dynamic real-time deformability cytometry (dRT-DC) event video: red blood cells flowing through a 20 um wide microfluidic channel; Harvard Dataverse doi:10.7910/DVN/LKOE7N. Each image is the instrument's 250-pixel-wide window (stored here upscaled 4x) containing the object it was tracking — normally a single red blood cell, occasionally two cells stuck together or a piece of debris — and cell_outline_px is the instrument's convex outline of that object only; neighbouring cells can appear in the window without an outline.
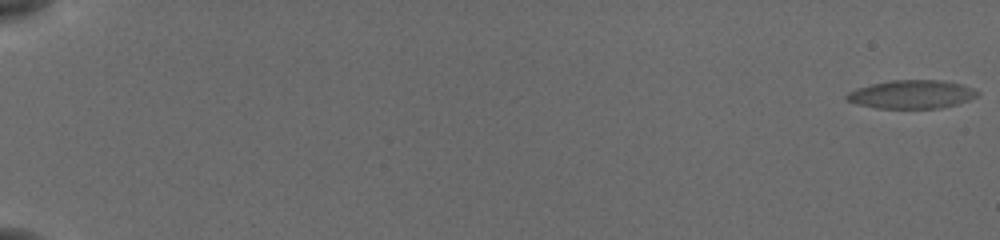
{"species": "common noctule bat (a hibernating species)", "species_latin": "Nyctalus noctula", "temperature_condition": "cold", "stored_images_in_passage": 16, "camera_frame_rate_fps": 3000, "um_per_image_px": 0.085, "animal": {"sex": "female", "body_mass_g": 19.5, "forearm_length_mm": 54.1}, "frame": {"image": 1, "passage_image": 1, "time_ms": 0.0, "image_size_px": [1000, 240], "cell_outline_px": [[980, 92], [976, 96], [968, 100], [956, 104], [940, 108], [876, 108], [844, 100], [844, 96], [848, 92], [856, 88], [872, 84], [892, 80], [936, 80], [960, 84], [972, 88]], "centroid_in_image_um": [77.45, 8.02], "position_along_channel_um": 7.6, "area_um2": 21.44}}